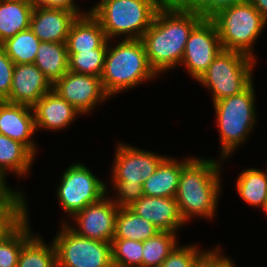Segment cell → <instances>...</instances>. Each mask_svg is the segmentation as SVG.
Instances as JSON below:
<instances>
[{
  "mask_svg": "<svg viewBox=\"0 0 267 267\" xmlns=\"http://www.w3.org/2000/svg\"><path fill=\"white\" fill-rule=\"evenodd\" d=\"M202 19L196 11L172 10L164 6L157 10L141 37L148 63L157 75L179 66L189 34Z\"/></svg>",
  "mask_w": 267,
  "mask_h": 267,
  "instance_id": "1",
  "label": "cell"
},
{
  "mask_svg": "<svg viewBox=\"0 0 267 267\" xmlns=\"http://www.w3.org/2000/svg\"><path fill=\"white\" fill-rule=\"evenodd\" d=\"M221 162L211 158H193L181 171L175 199L181 218L212 219L216 215L221 192Z\"/></svg>",
  "mask_w": 267,
  "mask_h": 267,
  "instance_id": "2",
  "label": "cell"
},
{
  "mask_svg": "<svg viewBox=\"0 0 267 267\" xmlns=\"http://www.w3.org/2000/svg\"><path fill=\"white\" fill-rule=\"evenodd\" d=\"M109 41L100 79L110 97L158 76L148 63L141 39H122L113 46Z\"/></svg>",
  "mask_w": 267,
  "mask_h": 267,
  "instance_id": "3",
  "label": "cell"
},
{
  "mask_svg": "<svg viewBox=\"0 0 267 267\" xmlns=\"http://www.w3.org/2000/svg\"><path fill=\"white\" fill-rule=\"evenodd\" d=\"M116 147L111 178L117 198L114 196L111 199L119 208H123L131 206L144 195V182L166 156L123 142Z\"/></svg>",
  "mask_w": 267,
  "mask_h": 267,
  "instance_id": "4",
  "label": "cell"
},
{
  "mask_svg": "<svg viewBox=\"0 0 267 267\" xmlns=\"http://www.w3.org/2000/svg\"><path fill=\"white\" fill-rule=\"evenodd\" d=\"M161 6V0H100L88 12L99 21L108 40L117 36L141 39Z\"/></svg>",
  "mask_w": 267,
  "mask_h": 267,
  "instance_id": "5",
  "label": "cell"
},
{
  "mask_svg": "<svg viewBox=\"0 0 267 267\" xmlns=\"http://www.w3.org/2000/svg\"><path fill=\"white\" fill-rule=\"evenodd\" d=\"M255 88L252 83L242 93L226 97L213 103L219 130L220 160L225 161L230 154L246 142L257 122ZM245 141V142H244Z\"/></svg>",
  "mask_w": 267,
  "mask_h": 267,
  "instance_id": "6",
  "label": "cell"
},
{
  "mask_svg": "<svg viewBox=\"0 0 267 267\" xmlns=\"http://www.w3.org/2000/svg\"><path fill=\"white\" fill-rule=\"evenodd\" d=\"M211 20L216 25L223 50L239 51L256 58L253 45L267 20L248 0L219 11Z\"/></svg>",
  "mask_w": 267,
  "mask_h": 267,
  "instance_id": "7",
  "label": "cell"
},
{
  "mask_svg": "<svg viewBox=\"0 0 267 267\" xmlns=\"http://www.w3.org/2000/svg\"><path fill=\"white\" fill-rule=\"evenodd\" d=\"M255 59L239 51L222 50L197 81L212 92L213 103L240 94L254 81Z\"/></svg>",
  "mask_w": 267,
  "mask_h": 267,
  "instance_id": "8",
  "label": "cell"
},
{
  "mask_svg": "<svg viewBox=\"0 0 267 267\" xmlns=\"http://www.w3.org/2000/svg\"><path fill=\"white\" fill-rule=\"evenodd\" d=\"M52 240L57 267H114L110 242L90 239L74 232L67 221Z\"/></svg>",
  "mask_w": 267,
  "mask_h": 267,
  "instance_id": "9",
  "label": "cell"
},
{
  "mask_svg": "<svg viewBox=\"0 0 267 267\" xmlns=\"http://www.w3.org/2000/svg\"><path fill=\"white\" fill-rule=\"evenodd\" d=\"M107 190V184L86 165L75 162L63 172L56 194L64 212L73 217L87 205L100 201L109 193Z\"/></svg>",
  "mask_w": 267,
  "mask_h": 267,
  "instance_id": "10",
  "label": "cell"
},
{
  "mask_svg": "<svg viewBox=\"0 0 267 267\" xmlns=\"http://www.w3.org/2000/svg\"><path fill=\"white\" fill-rule=\"evenodd\" d=\"M222 50L216 25L202 19L189 34L180 64L197 81Z\"/></svg>",
  "mask_w": 267,
  "mask_h": 267,
  "instance_id": "11",
  "label": "cell"
},
{
  "mask_svg": "<svg viewBox=\"0 0 267 267\" xmlns=\"http://www.w3.org/2000/svg\"><path fill=\"white\" fill-rule=\"evenodd\" d=\"M52 90L82 115L90 113L100 102L112 98L105 92L100 77L72 71L57 80Z\"/></svg>",
  "mask_w": 267,
  "mask_h": 267,
  "instance_id": "12",
  "label": "cell"
},
{
  "mask_svg": "<svg viewBox=\"0 0 267 267\" xmlns=\"http://www.w3.org/2000/svg\"><path fill=\"white\" fill-rule=\"evenodd\" d=\"M118 209L119 207L111 197L108 198L106 195L100 201L87 205L73 216L72 219L77 227L70 223L68 225L80 236L111 243L115 233Z\"/></svg>",
  "mask_w": 267,
  "mask_h": 267,
  "instance_id": "13",
  "label": "cell"
},
{
  "mask_svg": "<svg viewBox=\"0 0 267 267\" xmlns=\"http://www.w3.org/2000/svg\"><path fill=\"white\" fill-rule=\"evenodd\" d=\"M51 90V82L34 63L15 64L10 94L4 101L32 107Z\"/></svg>",
  "mask_w": 267,
  "mask_h": 267,
  "instance_id": "14",
  "label": "cell"
},
{
  "mask_svg": "<svg viewBox=\"0 0 267 267\" xmlns=\"http://www.w3.org/2000/svg\"><path fill=\"white\" fill-rule=\"evenodd\" d=\"M36 132L32 107L0 101V134L24 144L34 155L37 144L33 140Z\"/></svg>",
  "mask_w": 267,
  "mask_h": 267,
  "instance_id": "15",
  "label": "cell"
},
{
  "mask_svg": "<svg viewBox=\"0 0 267 267\" xmlns=\"http://www.w3.org/2000/svg\"><path fill=\"white\" fill-rule=\"evenodd\" d=\"M79 15L63 8L34 6L30 29L41 42H66L70 28Z\"/></svg>",
  "mask_w": 267,
  "mask_h": 267,
  "instance_id": "16",
  "label": "cell"
},
{
  "mask_svg": "<svg viewBox=\"0 0 267 267\" xmlns=\"http://www.w3.org/2000/svg\"><path fill=\"white\" fill-rule=\"evenodd\" d=\"M129 208L140 217L153 223L160 231L178 233L183 224L177 201L172 197L142 196Z\"/></svg>",
  "mask_w": 267,
  "mask_h": 267,
  "instance_id": "17",
  "label": "cell"
},
{
  "mask_svg": "<svg viewBox=\"0 0 267 267\" xmlns=\"http://www.w3.org/2000/svg\"><path fill=\"white\" fill-rule=\"evenodd\" d=\"M35 128L56 131L63 130L73 123L78 115L75 107L51 90L40 98L33 106Z\"/></svg>",
  "mask_w": 267,
  "mask_h": 267,
  "instance_id": "18",
  "label": "cell"
},
{
  "mask_svg": "<svg viewBox=\"0 0 267 267\" xmlns=\"http://www.w3.org/2000/svg\"><path fill=\"white\" fill-rule=\"evenodd\" d=\"M193 159L188 157L182 161L165 157L156 171L144 182V196L175 198L182 169Z\"/></svg>",
  "mask_w": 267,
  "mask_h": 267,
  "instance_id": "19",
  "label": "cell"
},
{
  "mask_svg": "<svg viewBox=\"0 0 267 267\" xmlns=\"http://www.w3.org/2000/svg\"><path fill=\"white\" fill-rule=\"evenodd\" d=\"M99 21L90 13L78 16L67 36V52L91 51L100 48L107 41Z\"/></svg>",
  "mask_w": 267,
  "mask_h": 267,
  "instance_id": "20",
  "label": "cell"
},
{
  "mask_svg": "<svg viewBox=\"0 0 267 267\" xmlns=\"http://www.w3.org/2000/svg\"><path fill=\"white\" fill-rule=\"evenodd\" d=\"M36 156L22 143L0 134V180L9 187L7 173L25 177ZM8 171V172H7Z\"/></svg>",
  "mask_w": 267,
  "mask_h": 267,
  "instance_id": "21",
  "label": "cell"
},
{
  "mask_svg": "<svg viewBox=\"0 0 267 267\" xmlns=\"http://www.w3.org/2000/svg\"><path fill=\"white\" fill-rule=\"evenodd\" d=\"M34 6L26 0H0V44L30 28Z\"/></svg>",
  "mask_w": 267,
  "mask_h": 267,
  "instance_id": "22",
  "label": "cell"
},
{
  "mask_svg": "<svg viewBox=\"0 0 267 267\" xmlns=\"http://www.w3.org/2000/svg\"><path fill=\"white\" fill-rule=\"evenodd\" d=\"M66 42H41L34 64L53 85L69 71Z\"/></svg>",
  "mask_w": 267,
  "mask_h": 267,
  "instance_id": "23",
  "label": "cell"
},
{
  "mask_svg": "<svg viewBox=\"0 0 267 267\" xmlns=\"http://www.w3.org/2000/svg\"><path fill=\"white\" fill-rule=\"evenodd\" d=\"M159 232L160 230L153 223L140 217L129 207L118 209L113 239H129L144 242Z\"/></svg>",
  "mask_w": 267,
  "mask_h": 267,
  "instance_id": "24",
  "label": "cell"
},
{
  "mask_svg": "<svg viewBox=\"0 0 267 267\" xmlns=\"http://www.w3.org/2000/svg\"><path fill=\"white\" fill-rule=\"evenodd\" d=\"M236 189L245 203L264 210L267 204V167L266 171L256 168L243 170L237 178Z\"/></svg>",
  "mask_w": 267,
  "mask_h": 267,
  "instance_id": "25",
  "label": "cell"
},
{
  "mask_svg": "<svg viewBox=\"0 0 267 267\" xmlns=\"http://www.w3.org/2000/svg\"><path fill=\"white\" fill-rule=\"evenodd\" d=\"M28 213L0 239V267H17L24 244L34 235Z\"/></svg>",
  "mask_w": 267,
  "mask_h": 267,
  "instance_id": "26",
  "label": "cell"
},
{
  "mask_svg": "<svg viewBox=\"0 0 267 267\" xmlns=\"http://www.w3.org/2000/svg\"><path fill=\"white\" fill-rule=\"evenodd\" d=\"M17 267H57L56 248L39 235H33L22 247Z\"/></svg>",
  "mask_w": 267,
  "mask_h": 267,
  "instance_id": "27",
  "label": "cell"
},
{
  "mask_svg": "<svg viewBox=\"0 0 267 267\" xmlns=\"http://www.w3.org/2000/svg\"><path fill=\"white\" fill-rule=\"evenodd\" d=\"M41 41L29 28L5 40L0 46L15 64L34 63Z\"/></svg>",
  "mask_w": 267,
  "mask_h": 267,
  "instance_id": "28",
  "label": "cell"
},
{
  "mask_svg": "<svg viewBox=\"0 0 267 267\" xmlns=\"http://www.w3.org/2000/svg\"><path fill=\"white\" fill-rule=\"evenodd\" d=\"M24 194L21 190L11 188L0 199V239L29 213Z\"/></svg>",
  "mask_w": 267,
  "mask_h": 267,
  "instance_id": "29",
  "label": "cell"
},
{
  "mask_svg": "<svg viewBox=\"0 0 267 267\" xmlns=\"http://www.w3.org/2000/svg\"><path fill=\"white\" fill-rule=\"evenodd\" d=\"M177 233L160 231L143 242L142 267H159L178 245Z\"/></svg>",
  "mask_w": 267,
  "mask_h": 267,
  "instance_id": "30",
  "label": "cell"
},
{
  "mask_svg": "<svg viewBox=\"0 0 267 267\" xmlns=\"http://www.w3.org/2000/svg\"><path fill=\"white\" fill-rule=\"evenodd\" d=\"M107 47L108 40L98 49L68 53L69 71L101 77Z\"/></svg>",
  "mask_w": 267,
  "mask_h": 267,
  "instance_id": "31",
  "label": "cell"
},
{
  "mask_svg": "<svg viewBox=\"0 0 267 267\" xmlns=\"http://www.w3.org/2000/svg\"><path fill=\"white\" fill-rule=\"evenodd\" d=\"M111 249L114 267H142L143 242L113 239Z\"/></svg>",
  "mask_w": 267,
  "mask_h": 267,
  "instance_id": "32",
  "label": "cell"
},
{
  "mask_svg": "<svg viewBox=\"0 0 267 267\" xmlns=\"http://www.w3.org/2000/svg\"><path fill=\"white\" fill-rule=\"evenodd\" d=\"M205 250H198L197 245H177L159 267H194Z\"/></svg>",
  "mask_w": 267,
  "mask_h": 267,
  "instance_id": "33",
  "label": "cell"
},
{
  "mask_svg": "<svg viewBox=\"0 0 267 267\" xmlns=\"http://www.w3.org/2000/svg\"><path fill=\"white\" fill-rule=\"evenodd\" d=\"M15 63L6 55L0 46V101L10 94Z\"/></svg>",
  "mask_w": 267,
  "mask_h": 267,
  "instance_id": "34",
  "label": "cell"
},
{
  "mask_svg": "<svg viewBox=\"0 0 267 267\" xmlns=\"http://www.w3.org/2000/svg\"><path fill=\"white\" fill-rule=\"evenodd\" d=\"M246 0H204L195 10L203 19H211L219 11Z\"/></svg>",
  "mask_w": 267,
  "mask_h": 267,
  "instance_id": "35",
  "label": "cell"
},
{
  "mask_svg": "<svg viewBox=\"0 0 267 267\" xmlns=\"http://www.w3.org/2000/svg\"><path fill=\"white\" fill-rule=\"evenodd\" d=\"M220 245L213 250H205L199 259V263L203 267H237L234 265L232 259L221 254Z\"/></svg>",
  "mask_w": 267,
  "mask_h": 267,
  "instance_id": "36",
  "label": "cell"
},
{
  "mask_svg": "<svg viewBox=\"0 0 267 267\" xmlns=\"http://www.w3.org/2000/svg\"><path fill=\"white\" fill-rule=\"evenodd\" d=\"M34 4L46 7V8H63L74 13H77L79 16L84 15L88 12L87 11H80L79 6H77L74 0H34Z\"/></svg>",
  "mask_w": 267,
  "mask_h": 267,
  "instance_id": "37",
  "label": "cell"
},
{
  "mask_svg": "<svg viewBox=\"0 0 267 267\" xmlns=\"http://www.w3.org/2000/svg\"><path fill=\"white\" fill-rule=\"evenodd\" d=\"M204 0H161V5L172 10L195 11Z\"/></svg>",
  "mask_w": 267,
  "mask_h": 267,
  "instance_id": "38",
  "label": "cell"
},
{
  "mask_svg": "<svg viewBox=\"0 0 267 267\" xmlns=\"http://www.w3.org/2000/svg\"><path fill=\"white\" fill-rule=\"evenodd\" d=\"M267 20V0H248Z\"/></svg>",
  "mask_w": 267,
  "mask_h": 267,
  "instance_id": "39",
  "label": "cell"
},
{
  "mask_svg": "<svg viewBox=\"0 0 267 267\" xmlns=\"http://www.w3.org/2000/svg\"><path fill=\"white\" fill-rule=\"evenodd\" d=\"M11 189L0 180V199Z\"/></svg>",
  "mask_w": 267,
  "mask_h": 267,
  "instance_id": "40",
  "label": "cell"
},
{
  "mask_svg": "<svg viewBox=\"0 0 267 267\" xmlns=\"http://www.w3.org/2000/svg\"><path fill=\"white\" fill-rule=\"evenodd\" d=\"M194 267H203L199 262Z\"/></svg>",
  "mask_w": 267,
  "mask_h": 267,
  "instance_id": "41",
  "label": "cell"
},
{
  "mask_svg": "<svg viewBox=\"0 0 267 267\" xmlns=\"http://www.w3.org/2000/svg\"><path fill=\"white\" fill-rule=\"evenodd\" d=\"M263 212H265L267 214V204H266V207L265 209L263 210Z\"/></svg>",
  "mask_w": 267,
  "mask_h": 267,
  "instance_id": "42",
  "label": "cell"
}]
</instances>
